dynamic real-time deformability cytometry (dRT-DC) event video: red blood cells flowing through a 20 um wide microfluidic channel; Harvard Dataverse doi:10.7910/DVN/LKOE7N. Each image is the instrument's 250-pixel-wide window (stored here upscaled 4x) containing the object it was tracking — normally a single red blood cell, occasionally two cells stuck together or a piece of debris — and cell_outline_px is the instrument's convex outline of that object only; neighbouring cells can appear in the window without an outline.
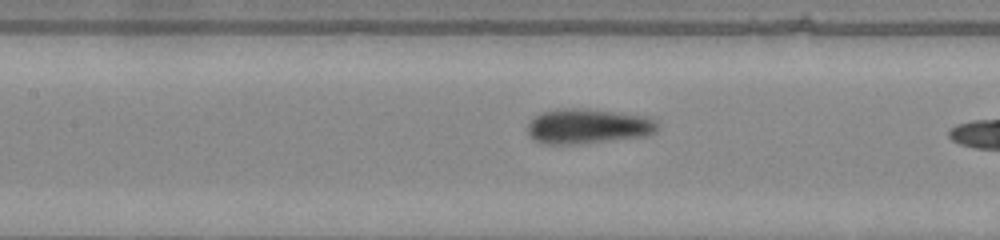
{"species": "common noctule bat (a hibernating species)", "species_latin": "Nyctalus noctula", "temperature_condition": "warm", "stored_images_in_passage": 14, "camera_frame_rate_fps": 3000, "um_per_image_px": 0.085, "animal": {"sex": "male", "body_mass_g": 20.0, "forearm_length_mm": 53.3}, "frame": {"image": 1, "passage_image": 12, "time_ms": 3.667, "image_size_px": [1000, 240], "cell_outline_px": [[656, 132], [648, 136], [572, 144], [544, 144], [532, 140], [528, 136], [528, 124], [536, 116], [544, 112], [564, 108], [580, 108], [648, 116], [656, 120]], "centroid_in_image_um": [49.96, 10.74], "position_along_channel_um": 157.4, "area_um2": 26.3}}